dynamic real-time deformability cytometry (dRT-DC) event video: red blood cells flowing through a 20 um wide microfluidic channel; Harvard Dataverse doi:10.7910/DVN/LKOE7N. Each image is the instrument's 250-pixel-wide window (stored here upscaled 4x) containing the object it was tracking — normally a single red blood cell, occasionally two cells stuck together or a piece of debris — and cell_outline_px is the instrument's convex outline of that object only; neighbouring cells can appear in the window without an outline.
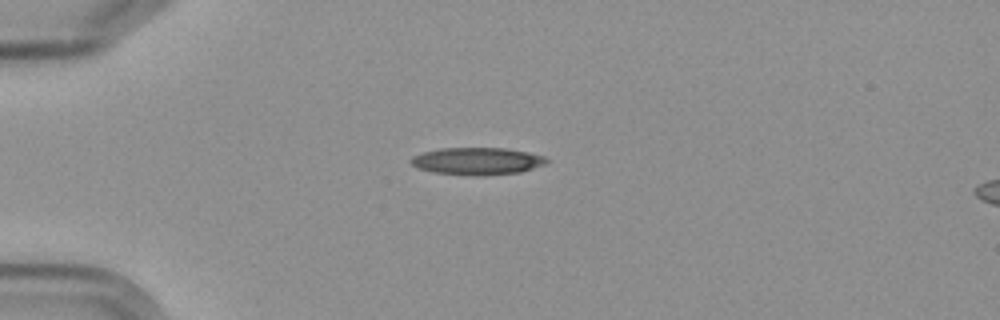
{"species": "Egyptian fruit bat (a non-hibernating species)", "species_latin": "Rousettus aegyptiacus", "temperature_condition": "cold", "stored_images_in_passage": 3, "camera_frame_rate_fps": 3000, "um_per_image_px": 0.085, "frame": {"image": 1, "passage_image": 1, "time_ms": 0.0, "image_size_px": [1000, 320], "cell_outline_px": [[548, 164], [520, 172], [484, 176], [480, 176], [436, 172], [420, 168], [412, 164], [412, 156], [424, 152], [440, 148], [508, 148], [528, 152], [544, 156], [548, 160]], "centroid_in_image_um": [40.64, 13.69], "position_along_channel_um": 44.4, "area_um2": 21.44}}
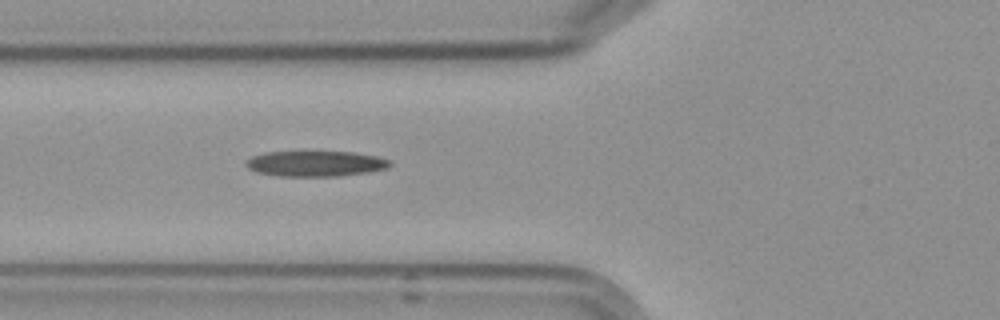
{"frame": {"image": 2, "passage_image": 3, "time_ms": 2.333, "image_size_px": [1000, 320], "cell_outline_px": [[392, 164], [388, 168], [368, 172], [340, 176], [276, 176], [256, 172], [248, 168], [244, 164], [244, 160], [252, 156], [264, 152], [352, 152], [376, 156], [388, 160]], "centroid_in_image_um": [26.76, 13.91], "position_along_channel_um": 99.0, "area_um2": 21.5}}